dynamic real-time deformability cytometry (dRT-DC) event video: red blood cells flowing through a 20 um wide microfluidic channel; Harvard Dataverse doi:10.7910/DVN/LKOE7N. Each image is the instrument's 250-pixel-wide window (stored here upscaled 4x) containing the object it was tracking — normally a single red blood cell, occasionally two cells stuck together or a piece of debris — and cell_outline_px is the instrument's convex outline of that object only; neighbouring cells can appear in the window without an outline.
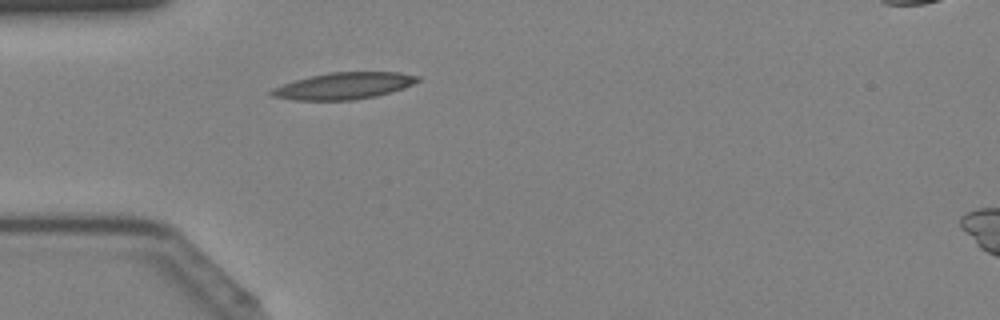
{"species": "Egyptian fruit bat (a non-hibernating species)", "species_latin": "Rousettus aegyptiacus", "temperature_condition": "cold", "stored_images_in_passage": 39, "camera_frame_rate_fps": 3000, "um_per_image_px": 0.085, "animal": {"sex": "female"}, "frame": {"image": 1, "passage_image": 9, "time_ms": 2.667, "image_size_px": [1000, 320], "cell_outline_px": [[420, 80], [404, 88], [376, 96], [352, 100], [296, 100], [272, 96], [268, 92], [272, 88], [296, 80], [328, 72], [400, 72], [420, 76]], "centroid_in_image_um": [29.25, 7.29], "position_along_channel_um": 55.8, "area_um2": 22.6}}
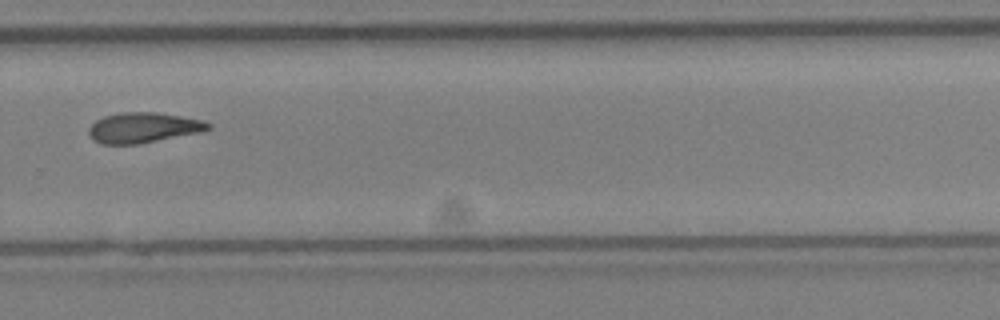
{"frame": {"image": 2, "passage_image": 26, "time_ms": 8.333, "image_size_px": [1000, 320], "cell_outline_px": [[212, 128], [200, 132], [140, 144], [100, 144], [92, 140], [88, 132], [88, 128], [96, 120], [104, 116], [120, 112], [156, 112], [204, 120], [212, 124]], "centroid_in_image_um": [12.17, 10.85], "position_along_channel_um": 317.6, "area_um2": 21.27}}
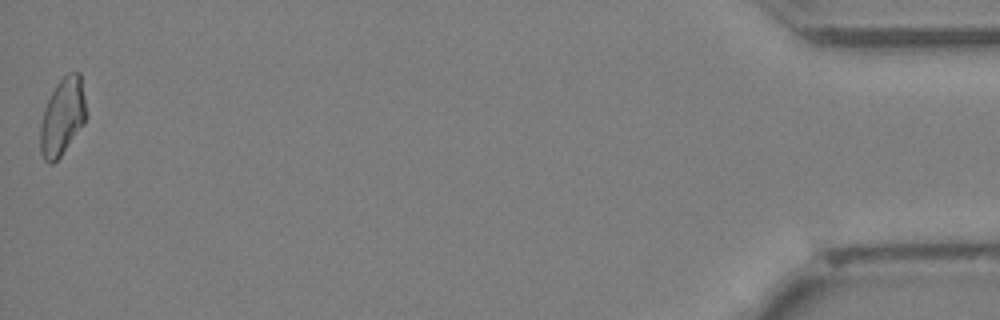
{"frame": {"image": 3, "passage_image": 39, "time_ms": 12.667, "image_size_px": [1000, 320], "cell_outline_px": [[84, 124], [60, 156], [52, 164], [48, 164], [44, 160], [40, 152], [40, 124], [44, 108], [56, 84], [68, 72], [80, 72], [84, 96]], "centroid_in_image_um": [5.27, 9.94], "position_along_channel_um": 429.9, "area_um2": 20.35}}